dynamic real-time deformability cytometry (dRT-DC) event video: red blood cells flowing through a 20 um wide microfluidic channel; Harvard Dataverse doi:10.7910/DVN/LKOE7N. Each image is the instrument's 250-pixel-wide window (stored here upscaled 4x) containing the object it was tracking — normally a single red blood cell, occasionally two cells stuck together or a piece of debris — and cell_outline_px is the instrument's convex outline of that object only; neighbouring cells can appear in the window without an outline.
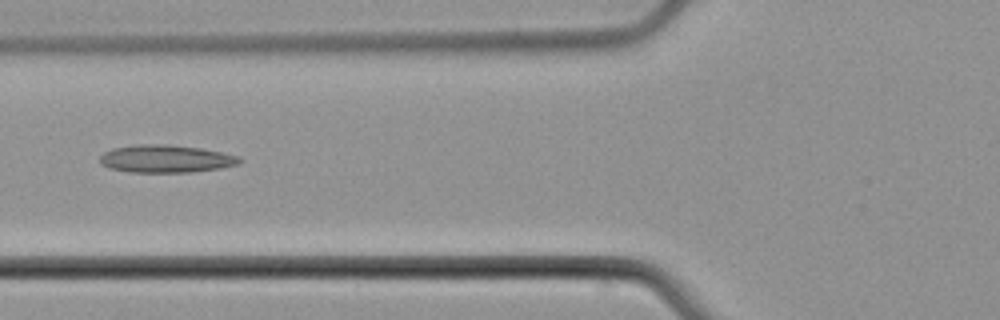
{"species": "common noctule bat (a hibernating species)", "species_latin": "Nyctalus noctula", "temperature_condition": "cold", "stored_images_in_passage": 8, "camera_frame_rate_fps": 3000, "um_per_image_px": 0.085, "animal": {"sex": "male", "body_mass_g": 21.5, "forearm_length_mm": 52.0}, "frame": {"image": 1, "passage_image": 5, "time_ms": 5.667, "image_size_px": [1000, 320], "cell_outline_px": [[244, 160], [240, 164], [220, 168], [192, 172], [132, 172], [108, 168], [100, 164], [100, 156], [104, 152], [112, 148], [132, 144], [164, 144], [200, 148], [240, 156]], "centroid_in_image_um": [14.09, 13.49], "position_along_channel_um": 111.7, "area_um2": 22.72}}
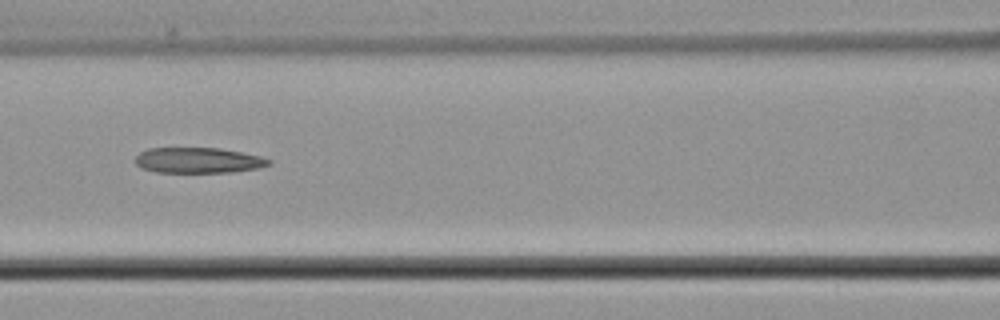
{"frame": {"image": 2, "passage_image": 6, "time_ms": 6.667, "image_size_px": [1000, 320], "cell_outline_px": [[272, 164], [260, 168], [232, 172], [156, 172], [140, 168], [136, 164], [136, 156], [140, 152], [148, 148], [220, 148], [260, 156], [272, 160]], "centroid_in_image_um": [16.87, 13.63], "position_along_channel_um": 149.7, "area_um2": 19.94}}
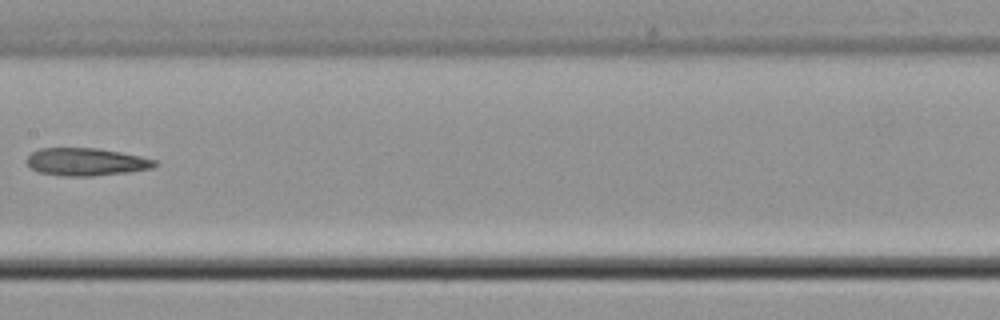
{"frame": {"image": 3, "passage_image": 7, "time_ms": 8.0, "image_size_px": [1000, 320], "cell_outline_px": [[156, 164], [152, 168], [128, 172], [92, 176], [64, 176], [40, 172], [32, 168], [24, 160], [32, 152], [40, 148], [96, 148], [120, 152], [140, 156], [156, 160]], "centroid_in_image_um": [7.3, 13.75], "position_along_channel_um": 200.1, "area_um2": 20.52}}